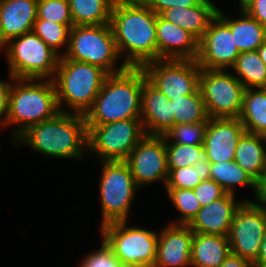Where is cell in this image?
<instances>
[{
    "label": "cell",
    "instance_id": "obj_46",
    "mask_svg": "<svg viewBox=\"0 0 266 267\" xmlns=\"http://www.w3.org/2000/svg\"><path fill=\"white\" fill-rule=\"evenodd\" d=\"M249 1H251V0H239L240 9L243 8Z\"/></svg>",
    "mask_w": 266,
    "mask_h": 267
},
{
    "label": "cell",
    "instance_id": "obj_34",
    "mask_svg": "<svg viewBox=\"0 0 266 267\" xmlns=\"http://www.w3.org/2000/svg\"><path fill=\"white\" fill-rule=\"evenodd\" d=\"M174 207L182 216L178 220L171 221V224L188 225L201 209L193 189H165Z\"/></svg>",
    "mask_w": 266,
    "mask_h": 267
},
{
    "label": "cell",
    "instance_id": "obj_11",
    "mask_svg": "<svg viewBox=\"0 0 266 267\" xmlns=\"http://www.w3.org/2000/svg\"><path fill=\"white\" fill-rule=\"evenodd\" d=\"M199 90L209 118H239L245 87L233 72L201 68Z\"/></svg>",
    "mask_w": 266,
    "mask_h": 267
},
{
    "label": "cell",
    "instance_id": "obj_15",
    "mask_svg": "<svg viewBox=\"0 0 266 267\" xmlns=\"http://www.w3.org/2000/svg\"><path fill=\"white\" fill-rule=\"evenodd\" d=\"M239 54L230 27L217 15L199 40L196 59L199 67L229 70L234 66Z\"/></svg>",
    "mask_w": 266,
    "mask_h": 267
},
{
    "label": "cell",
    "instance_id": "obj_17",
    "mask_svg": "<svg viewBox=\"0 0 266 267\" xmlns=\"http://www.w3.org/2000/svg\"><path fill=\"white\" fill-rule=\"evenodd\" d=\"M193 231L188 225L169 224L160 230L154 267H189Z\"/></svg>",
    "mask_w": 266,
    "mask_h": 267
},
{
    "label": "cell",
    "instance_id": "obj_44",
    "mask_svg": "<svg viewBox=\"0 0 266 267\" xmlns=\"http://www.w3.org/2000/svg\"><path fill=\"white\" fill-rule=\"evenodd\" d=\"M254 267H266V230L261 242L260 250L256 261L253 263Z\"/></svg>",
    "mask_w": 266,
    "mask_h": 267
},
{
    "label": "cell",
    "instance_id": "obj_21",
    "mask_svg": "<svg viewBox=\"0 0 266 267\" xmlns=\"http://www.w3.org/2000/svg\"><path fill=\"white\" fill-rule=\"evenodd\" d=\"M37 0H0V47L33 30Z\"/></svg>",
    "mask_w": 266,
    "mask_h": 267
},
{
    "label": "cell",
    "instance_id": "obj_1",
    "mask_svg": "<svg viewBox=\"0 0 266 267\" xmlns=\"http://www.w3.org/2000/svg\"><path fill=\"white\" fill-rule=\"evenodd\" d=\"M157 14L142 0H115L110 26L120 57L128 67L157 60ZM125 52V53H124Z\"/></svg>",
    "mask_w": 266,
    "mask_h": 267
},
{
    "label": "cell",
    "instance_id": "obj_22",
    "mask_svg": "<svg viewBox=\"0 0 266 267\" xmlns=\"http://www.w3.org/2000/svg\"><path fill=\"white\" fill-rule=\"evenodd\" d=\"M218 10L219 8L211 0H201L195 6L168 8L160 16L189 31L200 40L211 21L217 16Z\"/></svg>",
    "mask_w": 266,
    "mask_h": 267
},
{
    "label": "cell",
    "instance_id": "obj_38",
    "mask_svg": "<svg viewBox=\"0 0 266 267\" xmlns=\"http://www.w3.org/2000/svg\"><path fill=\"white\" fill-rule=\"evenodd\" d=\"M193 191L201 207L207 206L212 201L218 200L226 194L224 189L212 179L201 181Z\"/></svg>",
    "mask_w": 266,
    "mask_h": 267
},
{
    "label": "cell",
    "instance_id": "obj_28",
    "mask_svg": "<svg viewBox=\"0 0 266 267\" xmlns=\"http://www.w3.org/2000/svg\"><path fill=\"white\" fill-rule=\"evenodd\" d=\"M231 69L245 89L266 88V65L257 50L240 53Z\"/></svg>",
    "mask_w": 266,
    "mask_h": 267
},
{
    "label": "cell",
    "instance_id": "obj_18",
    "mask_svg": "<svg viewBox=\"0 0 266 267\" xmlns=\"http://www.w3.org/2000/svg\"><path fill=\"white\" fill-rule=\"evenodd\" d=\"M157 60H196L199 40L189 31L168 22L160 15L156 21Z\"/></svg>",
    "mask_w": 266,
    "mask_h": 267
},
{
    "label": "cell",
    "instance_id": "obj_26",
    "mask_svg": "<svg viewBox=\"0 0 266 267\" xmlns=\"http://www.w3.org/2000/svg\"><path fill=\"white\" fill-rule=\"evenodd\" d=\"M245 132L266 136V88H248L239 116Z\"/></svg>",
    "mask_w": 266,
    "mask_h": 267
},
{
    "label": "cell",
    "instance_id": "obj_10",
    "mask_svg": "<svg viewBox=\"0 0 266 267\" xmlns=\"http://www.w3.org/2000/svg\"><path fill=\"white\" fill-rule=\"evenodd\" d=\"M88 150L100 161H125L147 135L141 119H124L103 125H87ZM92 151V152H91Z\"/></svg>",
    "mask_w": 266,
    "mask_h": 267
},
{
    "label": "cell",
    "instance_id": "obj_7",
    "mask_svg": "<svg viewBox=\"0 0 266 267\" xmlns=\"http://www.w3.org/2000/svg\"><path fill=\"white\" fill-rule=\"evenodd\" d=\"M4 47L11 77L53 79L60 56L33 31L11 39Z\"/></svg>",
    "mask_w": 266,
    "mask_h": 267
},
{
    "label": "cell",
    "instance_id": "obj_39",
    "mask_svg": "<svg viewBox=\"0 0 266 267\" xmlns=\"http://www.w3.org/2000/svg\"><path fill=\"white\" fill-rule=\"evenodd\" d=\"M157 15L171 7H190L197 5L201 0H142Z\"/></svg>",
    "mask_w": 266,
    "mask_h": 267
},
{
    "label": "cell",
    "instance_id": "obj_19",
    "mask_svg": "<svg viewBox=\"0 0 266 267\" xmlns=\"http://www.w3.org/2000/svg\"><path fill=\"white\" fill-rule=\"evenodd\" d=\"M243 201H236L235 195L226 193L220 199L201 207L188 226L195 233L228 236L235 211Z\"/></svg>",
    "mask_w": 266,
    "mask_h": 267
},
{
    "label": "cell",
    "instance_id": "obj_5",
    "mask_svg": "<svg viewBox=\"0 0 266 267\" xmlns=\"http://www.w3.org/2000/svg\"><path fill=\"white\" fill-rule=\"evenodd\" d=\"M109 74L87 62L60 58L53 77L60 112L85 115ZM66 103L71 109L63 107Z\"/></svg>",
    "mask_w": 266,
    "mask_h": 267
},
{
    "label": "cell",
    "instance_id": "obj_33",
    "mask_svg": "<svg viewBox=\"0 0 266 267\" xmlns=\"http://www.w3.org/2000/svg\"><path fill=\"white\" fill-rule=\"evenodd\" d=\"M167 169L193 166L205 156L203 145H182L169 143L165 138Z\"/></svg>",
    "mask_w": 266,
    "mask_h": 267
},
{
    "label": "cell",
    "instance_id": "obj_20",
    "mask_svg": "<svg viewBox=\"0 0 266 267\" xmlns=\"http://www.w3.org/2000/svg\"><path fill=\"white\" fill-rule=\"evenodd\" d=\"M140 119L147 135H164L174 125L171 100L147 79L143 82Z\"/></svg>",
    "mask_w": 266,
    "mask_h": 267
},
{
    "label": "cell",
    "instance_id": "obj_4",
    "mask_svg": "<svg viewBox=\"0 0 266 267\" xmlns=\"http://www.w3.org/2000/svg\"><path fill=\"white\" fill-rule=\"evenodd\" d=\"M10 78L13 83L5 127L18 124L12 132L14 142L30 126L52 119L60 109L53 80Z\"/></svg>",
    "mask_w": 266,
    "mask_h": 267
},
{
    "label": "cell",
    "instance_id": "obj_3",
    "mask_svg": "<svg viewBox=\"0 0 266 267\" xmlns=\"http://www.w3.org/2000/svg\"><path fill=\"white\" fill-rule=\"evenodd\" d=\"M141 67L109 74L92 107L84 115L86 125H103L124 119H140L143 82Z\"/></svg>",
    "mask_w": 266,
    "mask_h": 267
},
{
    "label": "cell",
    "instance_id": "obj_6",
    "mask_svg": "<svg viewBox=\"0 0 266 267\" xmlns=\"http://www.w3.org/2000/svg\"><path fill=\"white\" fill-rule=\"evenodd\" d=\"M119 52L110 23L103 25H74L70 29L67 50L62 57L69 60L87 62L98 66L108 74L120 73L128 68L122 62L115 68Z\"/></svg>",
    "mask_w": 266,
    "mask_h": 267
},
{
    "label": "cell",
    "instance_id": "obj_36",
    "mask_svg": "<svg viewBox=\"0 0 266 267\" xmlns=\"http://www.w3.org/2000/svg\"><path fill=\"white\" fill-rule=\"evenodd\" d=\"M37 19L74 25L68 0H37Z\"/></svg>",
    "mask_w": 266,
    "mask_h": 267
},
{
    "label": "cell",
    "instance_id": "obj_40",
    "mask_svg": "<svg viewBox=\"0 0 266 267\" xmlns=\"http://www.w3.org/2000/svg\"><path fill=\"white\" fill-rule=\"evenodd\" d=\"M243 9L266 28V0H251Z\"/></svg>",
    "mask_w": 266,
    "mask_h": 267
},
{
    "label": "cell",
    "instance_id": "obj_35",
    "mask_svg": "<svg viewBox=\"0 0 266 267\" xmlns=\"http://www.w3.org/2000/svg\"><path fill=\"white\" fill-rule=\"evenodd\" d=\"M208 122L175 124L164 137L170 142L182 145H203Z\"/></svg>",
    "mask_w": 266,
    "mask_h": 267
},
{
    "label": "cell",
    "instance_id": "obj_9",
    "mask_svg": "<svg viewBox=\"0 0 266 267\" xmlns=\"http://www.w3.org/2000/svg\"><path fill=\"white\" fill-rule=\"evenodd\" d=\"M99 178L102 223L128 221V213L139 189L125 161H101Z\"/></svg>",
    "mask_w": 266,
    "mask_h": 267
},
{
    "label": "cell",
    "instance_id": "obj_43",
    "mask_svg": "<svg viewBox=\"0 0 266 267\" xmlns=\"http://www.w3.org/2000/svg\"><path fill=\"white\" fill-rule=\"evenodd\" d=\"M219 267H254L249 260L243 259L240 256L229 254L225 261Z\"/></svg>",
    "mask_w": 266,
    "mask_h": 267
},
{
    "label": "cell",
    "instance_id": "obj_32",
    "mask_svg": "<svg viewBox=\"0 0 266 267\" xmlns=\"http://www.w3.org/2000/svg\"><path fill=\"white\" fill-rule=\"evenodd\" d=\"M73 26L74 25L55 23L45 19H36L32 31L54 52L62 57V53H60L58 50L64 46H66L65 48L67 50L70 29Z\"/></svg>",
    "mask_w": 266,
    "mask_h": 267
},
{
    "label": "cell",
    "instance_id": "obj_37",
    "mask_svg": "<svg viewBox=\"0 0 266 267\" xmlns=\"http://www.w3.org/2000/svg\"><path fill=\"white\" fill-rule=\"evenodd\" d=\"M85 257L79 267H125L104 239L97 251Z\"/></svg>",
    "mask_w": 266,
    "mask_h": 267
},
{
    "label": "cell",
    "instance_id": "obj_14",
    "mask_svg": "<svg viewBox=\"0 0 266 267\" xmlns=\"http://www.w3.org/2000/svg\"><path fill=\"white\" fill-rule=\"evenodd\" d=\"M140 188L168 178L166 145L163 135H146L125 160Z\"/></svg>",
    "mask_w": 266,
    "mask_h": 267
},
{
    "label": "cell",
    "instance_id": "obj_45",
    "mask_svg": "<svg viewBox=\"0 0 266 267\" xmlns=\"http://www.w3.org/2000/svg\"><path fill=\"white\" fill-rule=\"evenodd\" d=\"M261 61L266 65V41L257 49Z\"/></svg>",
    "mask_w": 266,
    "mask_h": 267
},
{
    "label": "cell",
    "instance_id": "obj_13",
    "mask_svg": "<svg viewBox=\"0 0 266 267\" xmlns=\"http://www.w3.org/2000/svg\"><path fill=\"white\" fill-rule=\"evenodd\" d=\"M266 230V208L244 199L228 234L231 254L254 263Z\"/></svg>",
    "mask_w": 266,
    "mask_h": 267
},
{
    "label": "cell",
    "instance_id": "obj_23",
    "mask_svg": "<svg viewBox=\"0 0 266 267\" xmlns=\"http://www.w3.org/2000/svg\"><path fill=\"white\" fill-rule=\"evenodd\" d=\"M230 253L228 236L193 232L191 266L219 267Z\"/></svg>",
    "mask_w": 266,
    "mask_h": 267
},
{
    "label": "cell",
    "instance_id": "obj_41",
    "mask_svg": "<svg viewBox=\"0 0 266 267\" xmlns=\"http://www.w3.org/2000/svg\"><path fill=\"white\" fill-rule=\"evenodd\" d=\"M12 87V81L0 80V126L5 127V121L9 109V95Z\"/></svg>",
    "mask_w": 266,
    "mask_h": 267
},
{
    "label": "cell",
    "instance_id": "obj_29",
    "mask_svg": "<svg viewBox=\"0 0 266 267\" xmlns=\"http://www.w3.org/2000/svg\"><path fill=\"white\" fill-rule=\"evenodd\" d=\"M210 179L226 193L235 195V187L250 186L255 191V180L235 161L210 163Z\"/></svg>",
    "mask_w": 266,
    "mask_h": 267
},
{
    "label": "cell",
    "instance_id": "obj_8",
    "mask_svg": "<svg viewBox=\"0 0 266 267\" xmlns=\"http://www.w3.org/2000/svg\"><path fill=\"white\" fill-rule=\"evenodd\" d=\"M126 225L127 221L106 224L100 227L101 236L125 267H154L159 233Z\"/></svg>",
    "mask_w": 266,
    "mask_h": 267
},
{
    "label": "cell",
    "instance_id": "obj_25",
    "mask_svg": "<svg viewBox=\"0 0 266 267\" xmlns=\"http://www.w3.org/2000/svg\"><path fill=\"white\" fill-rule=\"evenodd\" d=\"M266 136L244 132L235 149L234 161L255 181L266 168Z\"/></svg>",
    "mask_w": 266,
    "mask_h": 267
},
{
    "label": "cell",
    "instance_id": "obj_12",
    "mask_svg": "<svg viewBox=\"0 0 266 267\" xmlns=\"http://www.w3.org/2000/svg\"><path fill=\"white\" fill-rule=\"evenodd\" d=\"M141 68L147 80L170 100L199 89L201 68L196 60L159 59Z\"/></svg>",
    "mask_w": 266,
    "mask_h": 267
},
{
    "label": "cell",
    "instance_id": "obj_30",
    "mask_svg": "<svg viewBox=\"0 0 266 267\" xmlns=\"http://www.w3.org/2000/svg\"><path fill=\"white\" fill-rule=\"evenodd\" d=\"M210 179V161L206 156L193 166L168 170L164 189H194L201 181Z\"/></svg>",
    "mask_w": 266,
    "mask_h": 267
},
{
    "label": "cell",
    "instance_id": "obj_42",
    "mask_svg": "<svg viewBox=\"0 0 266 267\" xmlns=\"http://www.w3.org/2000/svg\"><path fill=\"white\" fill-rule=\"evenodd\" d=\"M256 201H251L257 205L266 208V168L260 174L259 178L255 181V191H254Z\"/></svg>",
    "mask_w": 266,
    "mask_h": 267
},
{
    "label": "cell",
    "instance_id": "obj_27",
    "mask_svg": "<svg viewBox=\"0 0 266 267\" xmlns=\"http://www.w3.org/2000/svg\"><path fill=\"white\" fill-rule=\"evenodd\" d=\"M74 25L110 23L115 0H68Z\"/></svg>",
    "mask_w": 266,
    "mask_h": 267
},
{
    "label": "cell",
    "instance_id": "obj_24",
    "mask_svg": "<svg viewBox=\"0 0 266 267\" xmlns=\"http://www.w3.org/2000/svg\"><path fill=\"white\" fill-rule=\"evenodd\" d=\"M240 11L238 19H230L220 9L217 15L230 27L235 46L240 53L257 50L266 41V28L243 8Z\"/></svg>",
    "mask_w": 266,
    "mask_h": 267
},
{
    "label": "cell",
    "instance_id": "obj_2",
    "mask_svg": "<svg viewBox=\"0 0 266 267\" xmlns=\"http://www.w3.org/2000/svg\"><path fill=\"white\" fill-rule=\"evenodd\" d=\"M87 137L84 115L59 112L52 119L30 126L13 143L15 147L26 143L48 157L80 160L84 157L83 151L88 148Z\"/></svg>",
    "mask_w": 266,
    "mask_h": 267
},
{
    "label": "cell",
    "instance_id": "obj_31",
    "mask_svg": "<svg viewBox=\"0 0 266 267\" xmlns=\"http://www.w3.org/2000/svg\"><path fill=\"white\" fill-rule=\"evenodd\" d=\"M174 125L208 122L209 116L200 90L195 93L173 98Z\"/></svg>",
    "mask_w": 266,
    "mask_h": 267
},
{
    "label": "cell",
    "instance_id": "obj_16",
    "mask_svg": "<svg viewBox=\"0 0 266 267\" xmlns=\"http://www.w3.org/2000/svg\"><path fill=\"white\" fill-rule=\"evenodd\" d=\"M244 132L239 118H209L203 147L210 163L234 161L235 149Z\"/></svg>",
    "mask_w": 266,
    "mask_h": 267
}]
</instances>
